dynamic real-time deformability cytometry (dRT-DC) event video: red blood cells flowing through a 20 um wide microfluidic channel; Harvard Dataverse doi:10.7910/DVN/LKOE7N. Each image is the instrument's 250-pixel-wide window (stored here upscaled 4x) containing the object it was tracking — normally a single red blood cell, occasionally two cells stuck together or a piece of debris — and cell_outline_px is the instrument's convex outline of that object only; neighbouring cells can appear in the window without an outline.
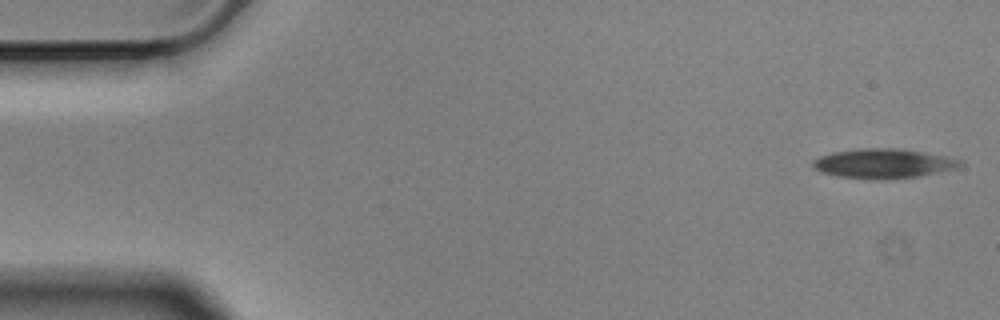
{"species": "Egyptian fruit bat (a non-hibernating species)", "species_latin": "Rousettus aegyptiacus", "temperature_condition": "cold", "stored_images_in_passage": 3, "camera_frame_rate_fps": 3000, "um_per_image_px": 0.085, "animal": {"sex": "male"}, "frame": {"image": 1, "passage_image": 1, "time_ms": 0.0, "image_size_px": [1000, 320], "cell_outline_px": [[964, 164], [960, 168], [920, 176], [892, 180], [868, 180], [840, 176], [820, 172], [812, 168], [812, 164], [820, 156], [832, 152], [864, 148], [892, 148], [924, 152], [948, 156], [960, 160]], "centroid_in_image_um": [75.13, 13.92], "position_along_channel_um": 9.9, "area_um2": 25.72}}
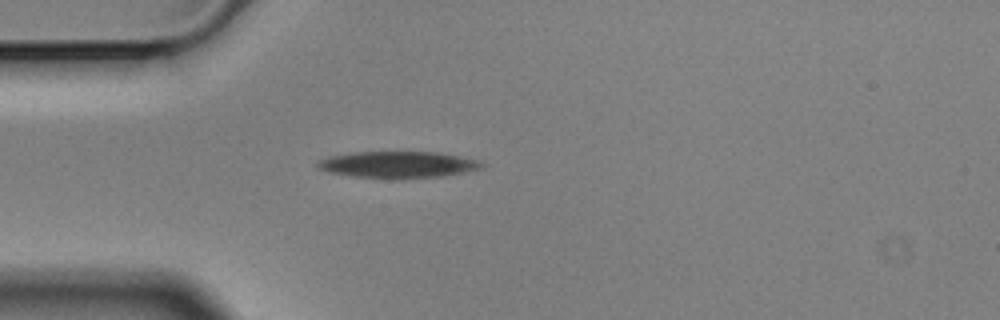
{"frame": {"image": 2, "passage_image": 3, "time_ms": 0.667, "image_size_px": [1000, 320], "cell_outline_px": [[484, 164], [480, 168], [464, 172], [440, 176], [352, 176], [328, 172], [316, 168], [316, 160], [328, 156], [352, 152], [440, 152], [480, 160]], "centroid_in_image_um": [33.76, 13.94], "position_along_channel_um": 51.2, "area_um2": 24.62}}